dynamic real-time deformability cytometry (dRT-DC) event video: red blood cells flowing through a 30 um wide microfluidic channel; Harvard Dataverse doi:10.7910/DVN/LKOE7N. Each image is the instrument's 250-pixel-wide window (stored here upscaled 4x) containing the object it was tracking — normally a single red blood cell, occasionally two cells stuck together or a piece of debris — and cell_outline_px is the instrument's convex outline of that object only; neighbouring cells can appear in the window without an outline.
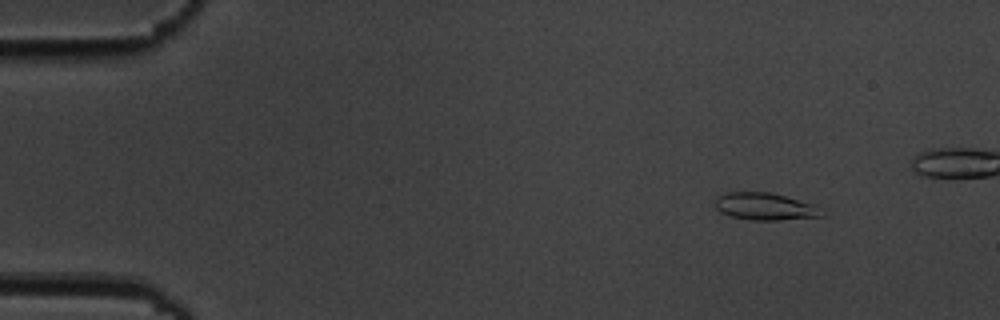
{"species": "common noctule bat (a hibernating species)", "species_latin": "Nyctalus noctula", "temperature_condition": "cold", "stored_images_in_passage": 7, "camera_frame_rate_fps": 3000, "um_per_image_px": 0.085, "animal": {"sex": "male", "body_mass_g": 19.5, "forearm_length_mm": 54.6}, "frame": {"image": 1, "passage_image": 2, "time_ms": 1.0, "image_size_px": [1000, 320], "cell_outline_px": [[828, 212], [824, 216], [780, 220], [752, 220], [732, 216], [720, 212], [716, 208], [716, 196], [724, 192], [768, 192], [816, 204]], "centroid_in_image_um": [65.1, 17.55], "position_along_channel_um": 19.9, "area_um2": 17.17}}